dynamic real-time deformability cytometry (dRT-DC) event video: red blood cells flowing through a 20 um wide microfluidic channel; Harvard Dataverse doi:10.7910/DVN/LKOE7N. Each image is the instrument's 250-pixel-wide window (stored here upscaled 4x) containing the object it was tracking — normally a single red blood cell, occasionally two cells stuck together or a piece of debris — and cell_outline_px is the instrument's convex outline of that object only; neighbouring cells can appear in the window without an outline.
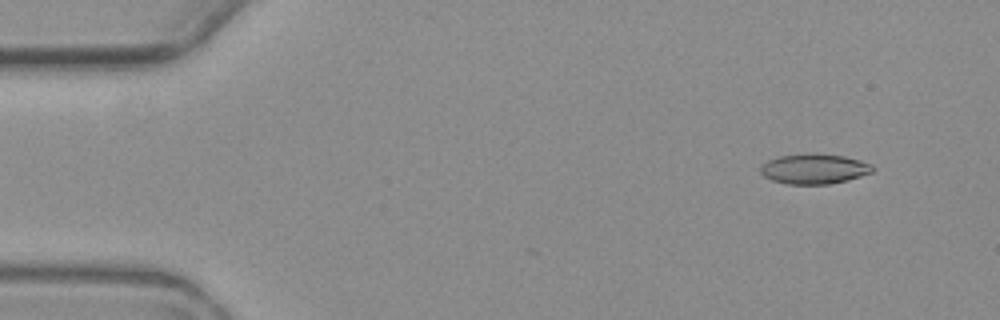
{"species": "common noctule bat (a hibernating species)", "species_latin": "Nyctalus noctula", "temperature_condition": "warm", "stored_images_in_passage": 11, "camera_frame_rate_fps": 3000, "um_per_image_px": 0.085, "animal": {"sex": "female", "body_mass_g": 19.3, "forearm_length_mm": 54.1}, "frame": {"image": 1, "passage_image": 1, "time_ms": 0.0, "image_size_px": [1000, 320], "cell_outline_px": [[876, 168], [872, 172], [848, 180], [828, 184], [788, 184], [772, 180], [764, 176], [760, 172], [760, 164], [768, 160], [780, 156], [844, 156], [860, 160], [872, 164]], "centroid_in_image_um": [69.21, 14.4], "position_along_channel_um": 15.8, "area_um2": 18.96}}
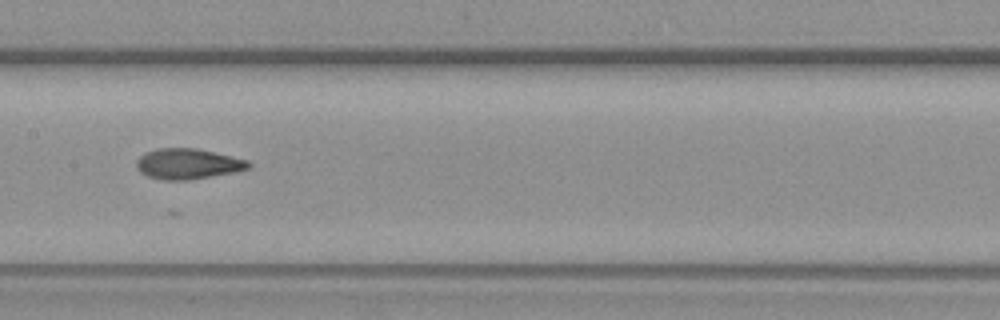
{"frame": {"image": 2, "passage_image": 7, "time_ms": 8.0, "image_size_px": [1000, 320], "cell_outline_px": [[252, 164], [248, 168], [236, 172], [188, 180], [160, 180], [148, 176], [140, 172], [136, 168], [136, 160], [144, 152], [156, 148], [196, 148], [248, 160]], "centroid_in_image_um": [15.93, 13.93], "position_along_channel_um": 191.5, "area_um2": 20.06}}
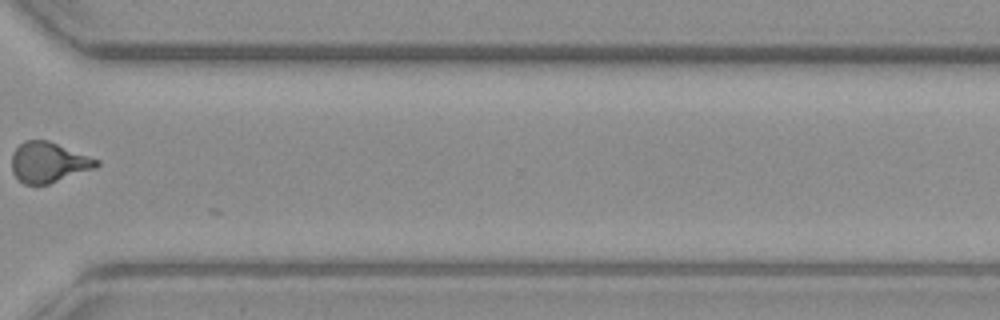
{"frame": {"image": 3, "passage_image": 11, "time_ms": 13.0, "image_size_px": [1000, 320], "cell_outline_px": [[100, 164], [96, 168], [48, 184], [24, 184], [12, 172], [12, 152], [24, 140], [48, 140], [100, 160]], "centroid_in_image_um": [4.13, 13.79], "position_along_channel_um": 366.5, "area_um2": 19.88}, "authors_computed_cell_mechanics": {"area_um2": 20.0566, "velocity_mm_per_s": 3.5083, "shape_relaxation_time_tau1_ms": 6.3201, "shape_relaxation_time_tau2_ms": null, "deformation_change_tau1": 0.1777, "deformation_change_tau2": null}}